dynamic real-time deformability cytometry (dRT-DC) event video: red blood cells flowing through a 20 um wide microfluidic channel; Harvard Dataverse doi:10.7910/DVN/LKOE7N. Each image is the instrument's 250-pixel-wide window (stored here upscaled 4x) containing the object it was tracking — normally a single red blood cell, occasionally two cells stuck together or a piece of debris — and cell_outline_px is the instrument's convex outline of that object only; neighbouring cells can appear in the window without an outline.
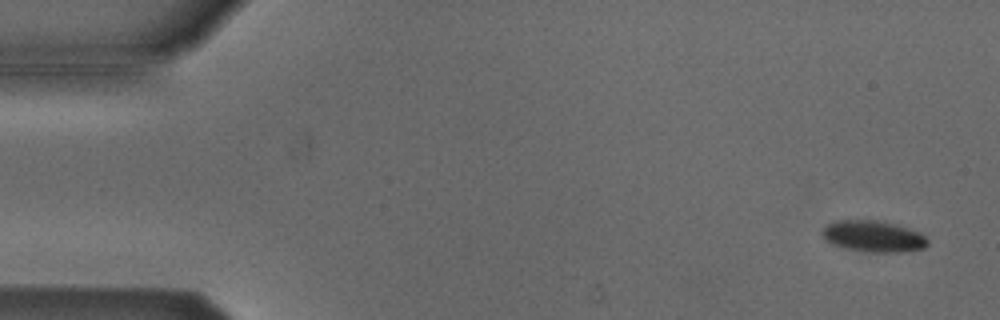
{"species": "Egyptian fruit bat (a non-hibernating species)", "species_latin": "Rousettus aegyptiacus", "temperature_condition": "cold", "stored_images_in_passage": 41, "camera_frame_rate_fps": 3000, "um_per_image_px": 0.085, "animal": {"sex": "male"}, "frame": {"image": 1, "passage_image": 1, "time_ms": 0.0, "image_size_px": [1000, 320], "cell_outline_px": [[928, 244], [924, 248], [900, 252], [864, 252], [844, 248], [832, 244], [824, 240], [820, 236], [820, 232], [828, 224], [840, 220], [876, 220], [892, 224], [920, 232], [928, 240]], "centroid_in_image_um": [74.18, 20.1], "position_along_channel_um": 10.8, "area_um2": 19.25}}
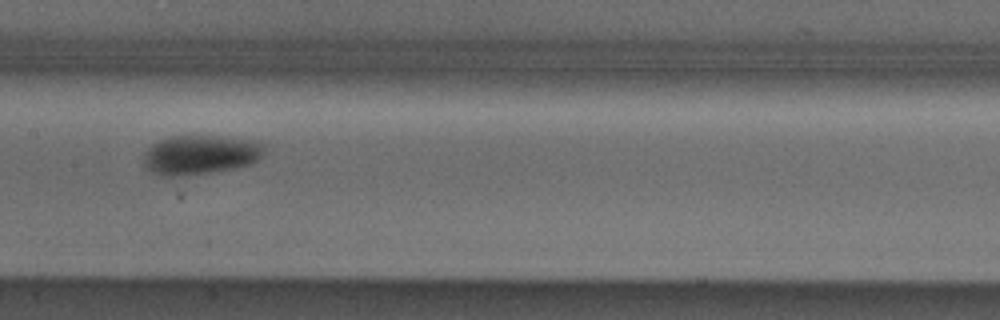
{"frame": {"image": 2, "passage_image": 20, "time_ms": 6.333, "image_size_px": [1000, 320], "cell_outline_px": [[260, 156], [252, 164], [232, 168], [208, 172], [180, 176], [160, 176], [144, 168], [144, 152], [152, 144], [160, 140], [172, 136], [212, 136], [260, 140]], "centroid_in_image_um": [16.95, 13.15], "position_along_channel_um": 190.5, "area_um2": 27.34}}
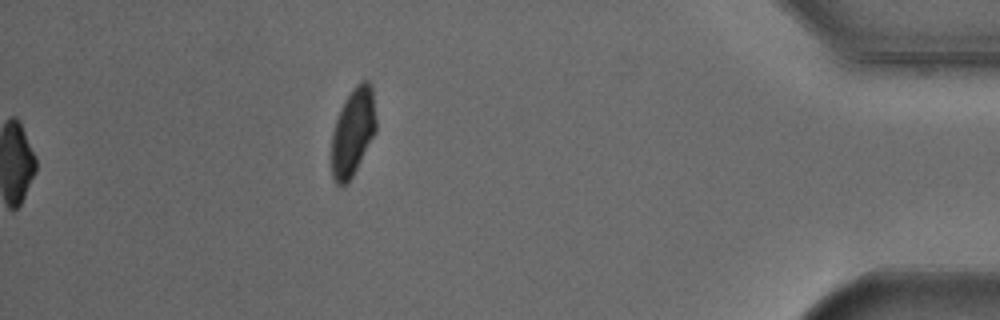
{"frame": {"image": 3, "passage_image": 41, "time_ms": 13.333, "image_size_px": [1000, 320], "cell_outline_px": [[376, 132], [352, 176], [340, 188], [336, 184], [332, 176], [332, 132], [340, 108], [344, 100], [352, 88], [356, 84], [364, 80], [368, 80], [372, 84], [376, 116]], "centroid_in_image_um": [30.01, 11.17], "position_along_channel_um": 405.2, "area_um2": 22.89}, "authors_computed_cell_mechanics": {"area_um2": 26.7036, "velocity_mm_per_s": 3.8067, "shape_relaxation_time_tau1_ms": 1.9985, "shape_relaxation_time_tau2_ms": null, "deformation_change_tau1": 0.0963, "deformation_change_tau2": null}}